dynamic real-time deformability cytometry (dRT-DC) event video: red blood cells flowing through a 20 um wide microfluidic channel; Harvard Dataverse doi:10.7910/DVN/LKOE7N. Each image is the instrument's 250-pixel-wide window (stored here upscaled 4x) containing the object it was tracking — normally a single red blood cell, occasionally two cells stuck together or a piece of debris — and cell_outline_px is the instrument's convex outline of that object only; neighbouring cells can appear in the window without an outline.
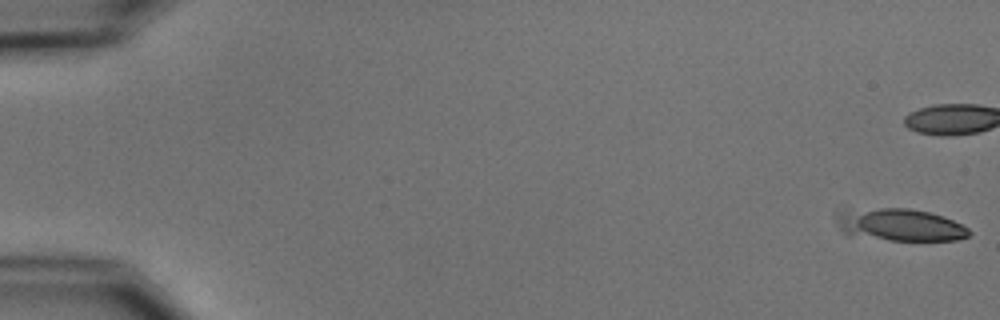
{"species": "common noctule bat (a hibernating species)", "species_latin": "Nyctalus noctula", "temperature_condition": "cold", "stored_images_in_passage": 9, "camera_frame_rate_fps": 3000, "um_per_image_px": 0.085, "animal": {"sex": "male", "body_mass_g": 15.6}, "frame": {"image": 1, "passage_image": 1, "time_ms": 0.0, "image_size_px": [1000, 320], "cell_outline_px": [[972, 232], [968, 236], [956, 240], [888, 240], [848, 236], [840, 232], [832, 212], [880, 208], [908, 208], [928, 212], [944, 216], [968, 228]], "centroid_in_image_um": [76.4, 19.12], "position_along_channel_um": 8.6, "area_um2": 25.32}}
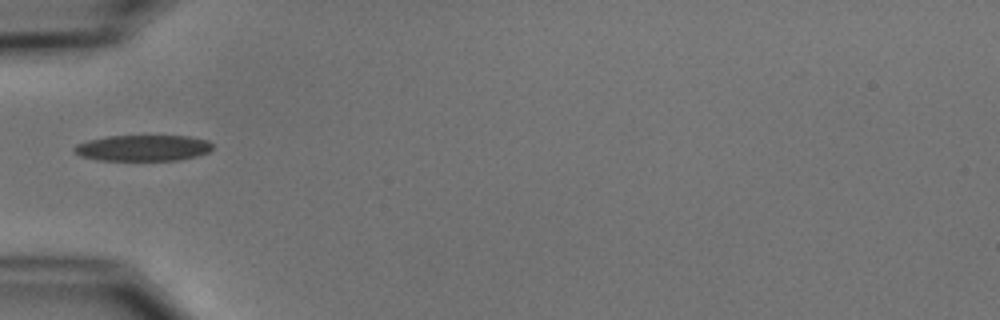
{"frame": {"image": 2, "passage_image": 6, "time_ms": 6.667, "image_size_px": [1000, 320], "cell_outline_px": [[212, 148], [208, 152], [196, 156], [180, 160], [96, 160], [80, 156], [72, 148], [76, 144], [88, 140], [108, 136], [188, 136], [208, 140], [212, 144]], "centroid_in_image_um": [12.14, 12.58], "position_along_channel_um": 72.9, "area_um2": 20.98}}